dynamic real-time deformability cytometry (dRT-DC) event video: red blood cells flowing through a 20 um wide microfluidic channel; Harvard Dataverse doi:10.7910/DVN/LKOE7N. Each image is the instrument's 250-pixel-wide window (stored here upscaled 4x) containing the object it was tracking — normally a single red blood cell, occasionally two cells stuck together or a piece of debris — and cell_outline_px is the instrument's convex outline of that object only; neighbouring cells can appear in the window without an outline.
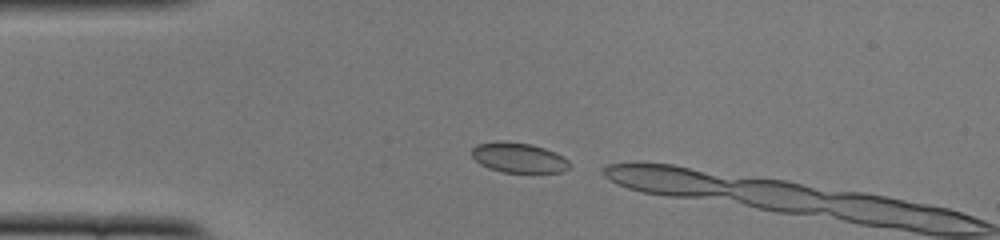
{"species": "common noctule bat (a hibernating species)", "species_latin": "Nyctalus noctula", "temperature_condition": "cold", "stored_images_in_passage": 4, "camera_frame_rate_fps": 3000, "um_per_image_px": 0.085, "animal": {"sex": "female", "body_mass_g": 22.0, "forearm_length_mm": 56.7}, "frame": {"image": 1, "passage_image": 1, "time_ms": 0.0, "image_size_px": [1000, 240], "cell_outline_px": [[572, 164], [564, 172], [504, 172], [488, 168], [480, 164], [472, 156], [472, 148], [476, 144], [496, 140], [504, 140], [532, 144], [556, 152], [564, 156]], "centroid_in_image_um": [44.09, 13.38], "position_along_channel_um": 40.9, "area_um2": 17.4}}